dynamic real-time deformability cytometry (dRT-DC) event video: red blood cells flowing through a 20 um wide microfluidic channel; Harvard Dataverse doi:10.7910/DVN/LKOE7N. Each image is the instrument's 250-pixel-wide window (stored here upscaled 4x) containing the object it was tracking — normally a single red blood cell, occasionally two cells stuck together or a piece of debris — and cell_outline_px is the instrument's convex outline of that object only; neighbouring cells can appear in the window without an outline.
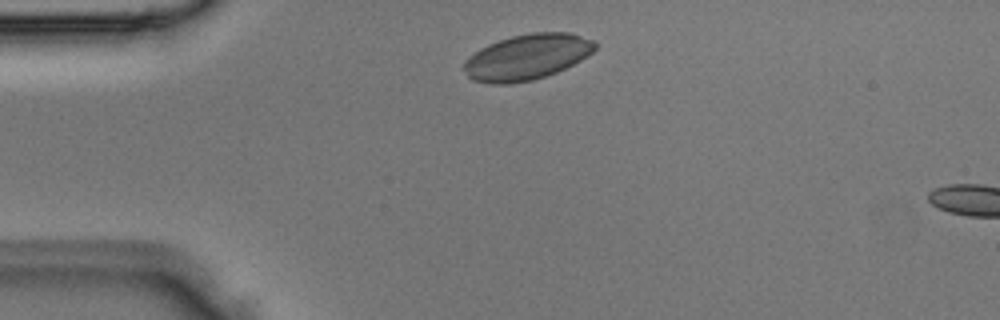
{"species": "Egyptian fruit bat (a non-hibernating species)", "species_latin": "Rousettus aegyptiacus", "temperature_condition": "room temperature", "stored_images_in_passage": 2, "camera_frame_rate_fps": 3000, "um_per_image_px": 0.085, "animal": {"sex": "male"}, "frame": {"image": 1, "passage_image": 1, "time_ms": 0.0, "image_size_px": [1000, 320], "cell_outline_px": [[596, 48], [588, 56], [556, 72], [532, 80], [508, 84], [488, 84], [472, 80], [468, 76], [464, 68], [464, 60], [468, 56], [480, 48], [488, 44], [512, 36], [532, 32], [572, 32], [596, 40]], "centroid_in_image_um": [44.8, 4.84], "position_along_channel_um": 40.2, "area_um2": 34.97}}